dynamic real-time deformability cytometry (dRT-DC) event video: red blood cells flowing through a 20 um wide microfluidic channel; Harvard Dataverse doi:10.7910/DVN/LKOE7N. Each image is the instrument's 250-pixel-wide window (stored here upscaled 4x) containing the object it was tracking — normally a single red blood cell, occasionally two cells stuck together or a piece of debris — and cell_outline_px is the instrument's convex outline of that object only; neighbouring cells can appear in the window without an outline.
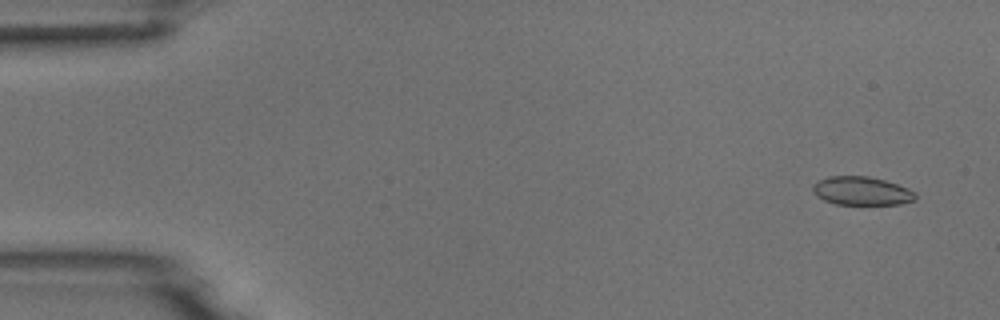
{"species": "common noctule bat (a hibernating species)", "species_latin": "Nyctalus noctula", "temperature_condition": "room temperature", "stored_images_in_passage": 5, "camera_frame_rate_fps": 3000, "um_per_image_px": 0.085, "animal": {"sex": "male", "body_mass_g": 18.8}, "frame": {"image": 1, "passage_image": 1, "time_ms": 0.0, "image_size_px": [1000, 320], "cell_outline_px": [[916, 200], [900, 204], [836, 204], [824, 200], [812, 192], [812, 184], [816, 180], [828, 176], [868, 176], [884, 180], [908, 188], [916, 192]], "centroid_in_image_um": [73.22, 16.22], "position_along_channel_um": 11.8, "area_um2": 17.17}}
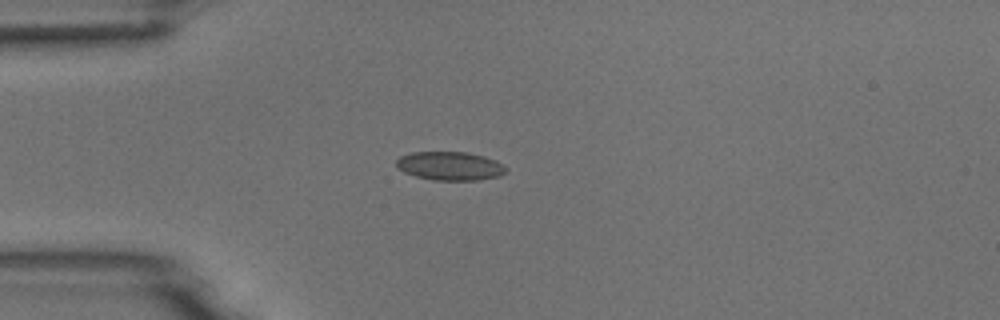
{"frame": {"image": 2, "passage_image": 4, "time_ms": 3.667, "image_size_px": [1000, 320], "cell_outline_px": [[508, 168], [500, 176], [480, 180], [432, 180], [416, 176], [404, 172], [396, 168], [396, 160], [400, 156], [412, 152], [468, 152], [484, 156], [496, 160], [504, 164]], "centroid_in_image_um": [38.26, 14.1], "position_along_channel_um": 46.7, "area_um2": 18.5}}